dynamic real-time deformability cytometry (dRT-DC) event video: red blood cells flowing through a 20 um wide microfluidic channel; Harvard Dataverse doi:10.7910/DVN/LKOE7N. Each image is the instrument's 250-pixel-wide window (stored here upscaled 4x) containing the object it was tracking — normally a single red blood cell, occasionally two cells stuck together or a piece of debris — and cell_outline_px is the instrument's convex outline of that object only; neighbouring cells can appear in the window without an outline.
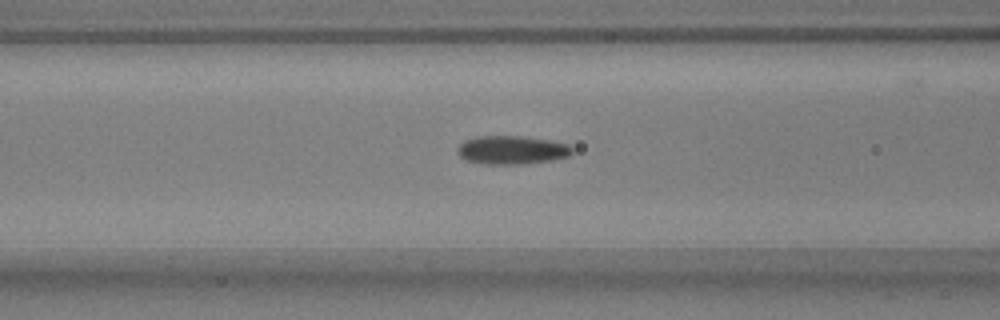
{"species": "common noctule bat (a hibernating species)", "species_latin": "Nyctalus noctula", "temperature_condition": "warm", "stored_images_in_passage": 12, "camera_frame_rate_fps": 3000, "um_per_image_px": 0.085, "animal": {"sex": "male", "body_mass_g": 17.9, "forearm_length_mm": 54.2}, "frame": {"image": 1, "passage_image": 4, "time_ms": 1.0, "image_size_px": [1000, 320], "cell_outline_px": [[572, 152], [568, 156], [552, 160], [524, 164], [484, 164], [468, 160], [460, 156], [456, 152], [456, 148], [464, 140], [480, 136], [520, 136], [548, 140], [568, 144], [572, 148]], "centroid_in_image_um": [43.48, 12.75], "position_along_channel_um": 123.1, "area_um2": 18.96}}
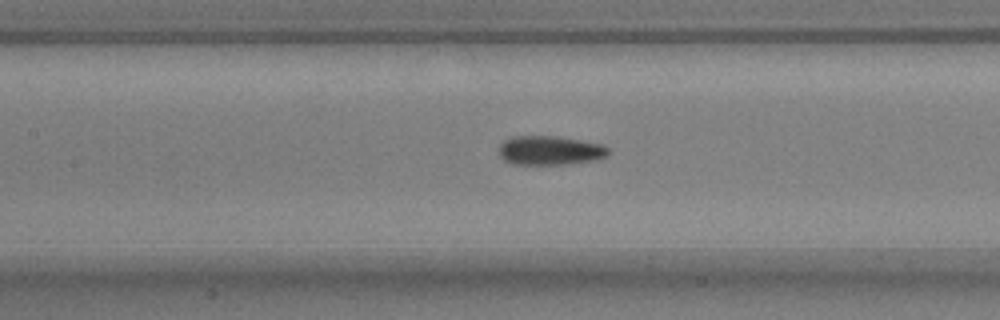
{"frame": {"image": 2, "passage_image": 7, "time_ms": 2.0, "image_size_px": [1000, 320], "cell_outline_px": [[608, 156], [596, 160], [564, 164], [512, 164], [504, 160], [500, 156], [500, 144], [504, 140], [512, 136], [556, 136], [604, 144], [608, 148]], "centroid_in_image_um": [46.76, 12.78], "position_along_channel_um": 160.6, "area_um2": 18.61}}